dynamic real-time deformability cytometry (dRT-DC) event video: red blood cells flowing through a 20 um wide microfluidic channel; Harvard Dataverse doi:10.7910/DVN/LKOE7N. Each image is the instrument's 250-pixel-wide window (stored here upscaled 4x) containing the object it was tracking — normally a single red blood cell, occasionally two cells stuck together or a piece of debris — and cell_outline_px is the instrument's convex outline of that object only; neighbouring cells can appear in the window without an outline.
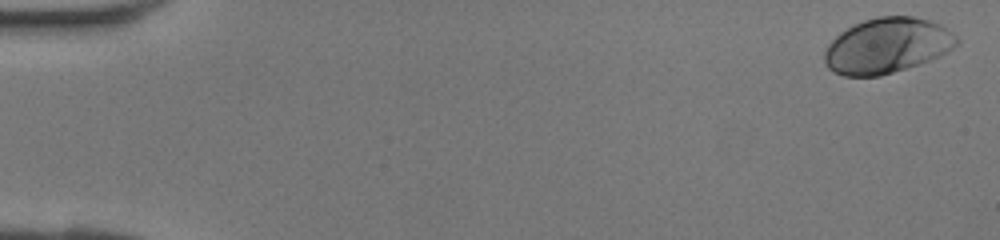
{"species": "human", "species_latin": "Homo sapiens", "temperature_condition": "room temperature", "stored_images_in_passage": 42, "camera_frame_rate_fps": 3000, "um_per_image_px": 0.085, "donor": {"sex": "female"}, "frame": {"image": 1, "passage_image": 1, "time_ms": 0.0, "image_size_px": [1000, 240], "cell_outline_px": [[960, 44], [948, 52], [940, 56], [920, 64], [880, 76], [844, 76], [832, 72], [824, 64], [824, 52], [828, 44], [840, 32], [864, 20], [876, 16], [912, 16], [932, 20], [948, 28], [960, 40]], "centroid_in_image_um": [75.43, 3.88], "position_along_channel_um": 9.6, "area_um2": 43.06}}
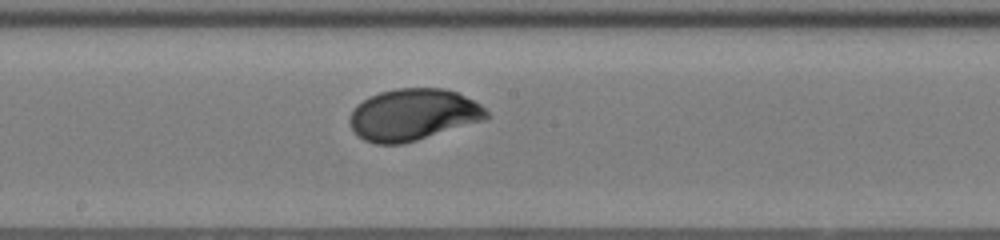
{"frame": {"image": 2, "passage_image": 23, "time_ms": 7.333, "image_size_px": [1000, 240], "cell_outline_px": [[488, 116], [484, 120], [416, 140], [400, 144], [376, 144], [364, 140], [352, 128], [348, 120], [356, 104], [368, 96], [380, 92], [396, 88], [444, 88], [456, 92], [480, 104], [488, 112]], "centroid_in_image_um": [35.08, 9.73], "position_along_channel_um": 213.1, "area_um2": 40.92}}
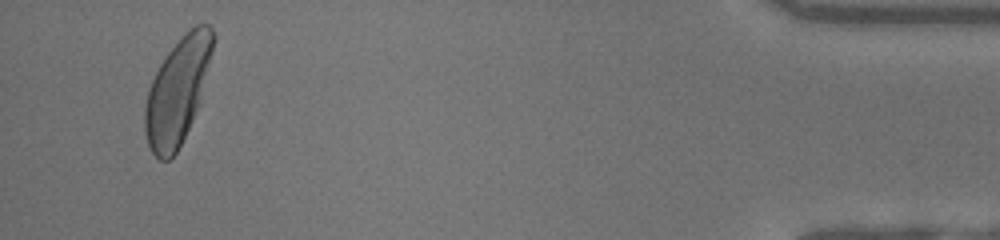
{"frame": {"image": 3, "passage_image": 40, "time_ms": 13.0, "image_size_px": [1000, 240], "cell_outline_px": [[216, 36], [212, 52], [196, 108], [192, 120], [176, 152], [168, 160], [160, 160], [152, 152], [148, 144], [144, 132], [144, 108], [148, 88], [160, 64], [168, 52], [196, 24], [208, 24], [212, 28]], "centroid_in_image_um": [15.05, 7.74], "position_along_channel_um": 420.1, "area_um2": 40.86}}